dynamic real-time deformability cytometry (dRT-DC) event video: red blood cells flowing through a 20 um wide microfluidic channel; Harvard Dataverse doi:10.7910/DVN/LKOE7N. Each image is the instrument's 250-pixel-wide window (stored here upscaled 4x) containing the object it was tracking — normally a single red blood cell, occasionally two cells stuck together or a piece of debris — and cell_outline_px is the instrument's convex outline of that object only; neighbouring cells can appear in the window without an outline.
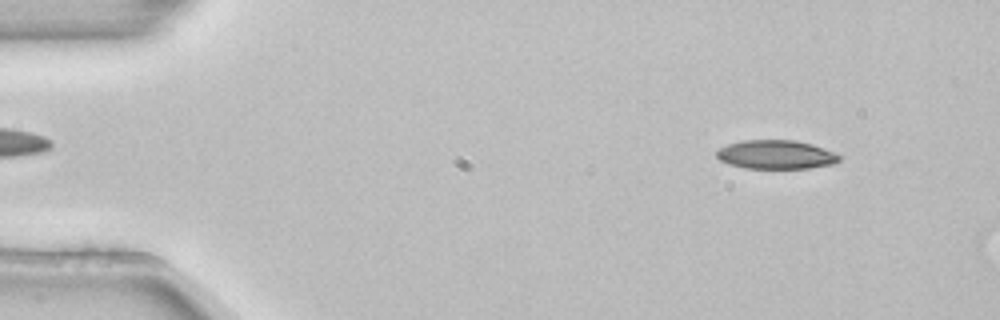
{"species": "common noctule bat (a hibernating species)", "species_latin": "Nyctalus noctula", "temperature_condition": "room temperature", "stored_images_in_passage": 3, "camera_frame_rate_fps": 3000, "um_per_image_px": 0.085, "animal": {"sex": "female", "body_mass_g": 22.7, "forearm_length_mm": 54.2}, "frame": {"image": 1, "passage_image": 1, "time_ms": 0.0, "image_size_px": [1000, 320], "cell_outline_px": [[840, 160], [836, 164], [808, 168], [744, 168], [728, 164], [720, 160], [716, 156], [716, 152], [720, 148], [728, 144], [744, 140], [796, 140], [812, 144], [836, 152], [840, 156]], "centroid_in_image_um": [65.99, 13.14], "position_along_channel_um": 19.0, "area_um2": 20.75}}